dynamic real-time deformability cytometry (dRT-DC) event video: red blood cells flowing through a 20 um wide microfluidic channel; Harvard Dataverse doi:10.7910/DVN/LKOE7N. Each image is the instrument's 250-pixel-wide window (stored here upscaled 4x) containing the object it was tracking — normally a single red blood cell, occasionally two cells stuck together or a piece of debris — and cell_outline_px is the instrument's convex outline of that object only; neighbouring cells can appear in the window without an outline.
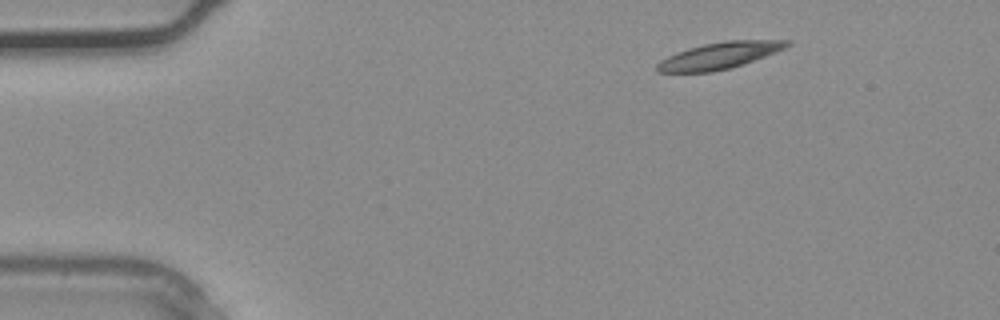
{"species": "common noctule bat (a hibernating species)", "species_latin": "Nyctalus noctula", "temperature_condition": "warm", "stored_images_in_passage": 2, "camera_frame_rate_fps": 3000, "um_per_image_px": 0.085, "animal": {"sex": "male", "body_mass_g": 20.4}, "frame": {"image": 1, "passage_image": 1, "time_ms": 0.0, "image_size_px": [1000, 320], "cell_outline_px": [[792, 44], [776, 52], [732, 68], [712, 72], [656, 72], [656, 64], [660, 60], [676, 52], [688, 48], [704, 44], [724, 40], [792, 40]], "centroid_in_image_um": [61.15, 4.72], "position_along_channel_um": 23.9, "area_um2": 20.23}}